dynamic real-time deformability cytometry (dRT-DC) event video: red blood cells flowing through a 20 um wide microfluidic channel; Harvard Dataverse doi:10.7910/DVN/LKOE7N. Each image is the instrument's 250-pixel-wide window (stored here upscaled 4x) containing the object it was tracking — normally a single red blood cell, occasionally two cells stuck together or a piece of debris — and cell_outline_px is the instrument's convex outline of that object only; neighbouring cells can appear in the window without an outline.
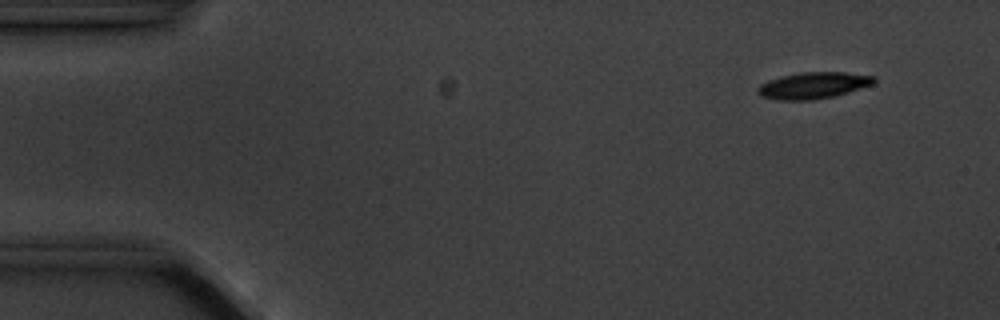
{"species": "common noctule bat (a hibernating species)", "species_latin": "Nyctalus noctula", "temperature_condition": "cold", "stored_images_in_passage": 7, "camera_frame_rate_fps": 3000, "um_per_image_px": 0.085, "animal": {"sex": "male", "body_mass_g": 20.1, "forearm_length_mm": 53.5}, "frame": {"image": 1, "passage_image": 2, "time_ms": 1.333, "image_size_px": [1000, 320], "cell_outline_px": [[876, 84], [848, 92], [832, 96], [812, 100], [776, 100], [760, 96], [756, 92], [756, 88], [760, 84], [768, 80], [780, 76], [800, 72], [844, 72], [876, 76]], "centroid_in_image_um": [69.12, 7.26], "position_along_channel_um": 15.9, "area_um2": 18.21}}
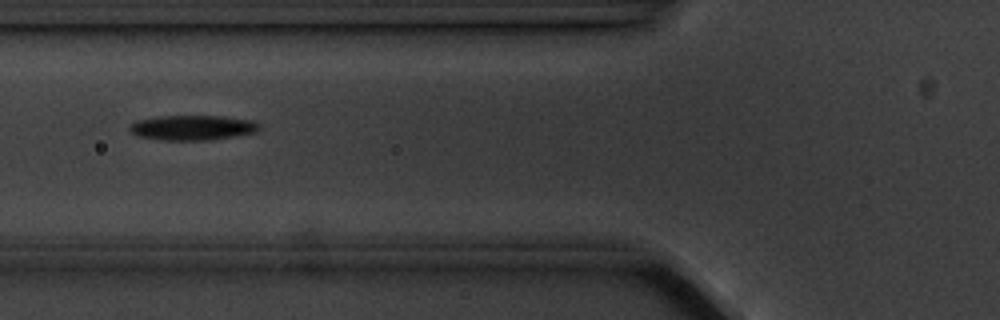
{"frame": {"image": 2, "passage_image": 7, "time_ms": 6.667, "image_size_px": [1000, 320], "cell_outline_px": [[260, 128], [256, 132], [212, 140], [164, 140], [136, 136], [128, 128], [128, 124], [136, 120], [160, 116], [220, 116], [252, 120], [260, 124]], "centroid_in_image_um": [16.33, 10.85], "position_along_channel_um": 109.5, "area_um2": 18.96}}